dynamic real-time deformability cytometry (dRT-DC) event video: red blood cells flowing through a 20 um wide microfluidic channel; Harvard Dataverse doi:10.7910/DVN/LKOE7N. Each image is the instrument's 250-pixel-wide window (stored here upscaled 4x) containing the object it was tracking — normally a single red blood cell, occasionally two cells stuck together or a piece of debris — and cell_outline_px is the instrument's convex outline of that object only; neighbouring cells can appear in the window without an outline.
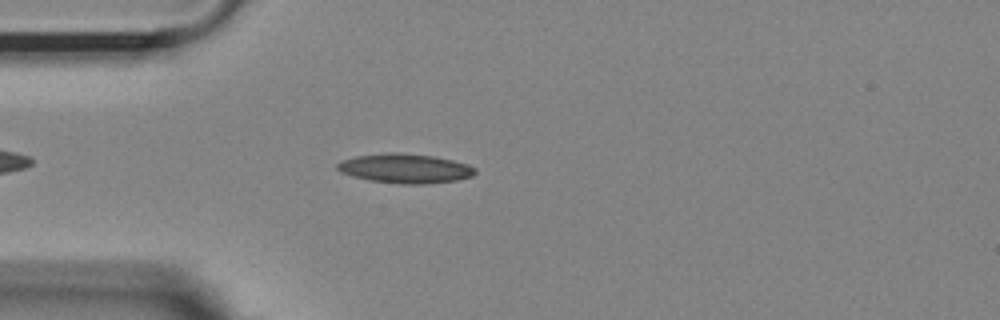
{"species": "Egyptian fruit bat (a non-hibernating species)", "species_latin": "Rousettus aegyptiacus", "temperature_condition": "room temperature", "stored_images_in_passage": 44, "camera_frame_rate_fps": 3000, "um_per_image_px": 0.085, "animal": {"sex": "female"}, "frame": {"image": 1, "passage_image": 7, "time_ms": 2.0, "image_size_px": [1000, 320], "cell_outline_px": [[476, 172], [472, 176], [456, 180], [424, 184], [404, 184], [368, 180], [352, 176], [340, 172], [336, 168], [336, 164], [340, 160], [356, 156], [384, 152], [400, 152], [432, 156], [452, 160], [468, 164], [476, 168]], "centroid_in_image_um": [34.4, 14.31], "position_along_channel_um": 50.6, "area_um2": 23.76}}
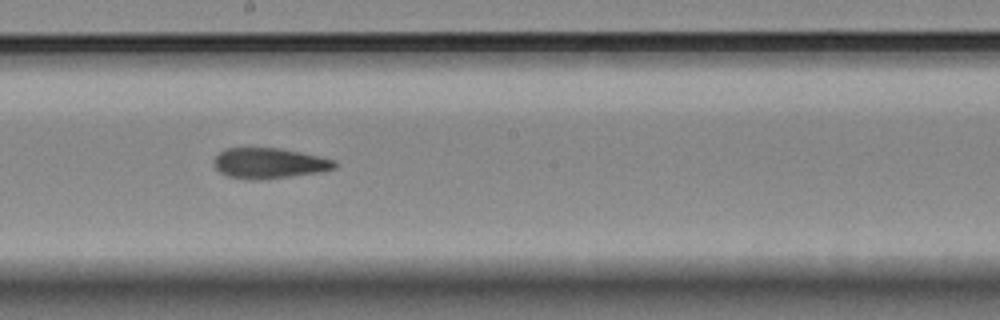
{"frame": {"image": 2, "passage_image": 22, "time_ms": 7.0, "image_size_px": [1000, 320], "cell_outline_px": [[336, 168], [320, 172], [260, 180], [248, 180], [228, 176], [220, 172], [216, 168], [216, 156], [224, 148], [280, 148], [336, 160]], "centroid_in_image_um": [22.89, 13.88], "position_along_channel_um": 225.3, "area_um2": 21.27}}
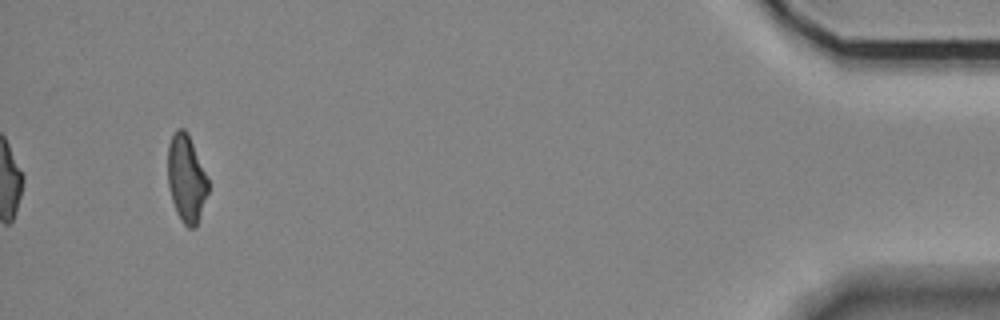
{"frame": {"image": 3, "passage_image": 44, "time_ms": 14.333, "image_size_px": [1000, 320], "cell_outline_px": [[208, 192], [196, 228], [188, 228], [184, 224], [176, 212], [172, 200], [168, 184], [168, 144], [176, 128], [184, 128], [188, 132], [208, 176]], "centroid_in_image_um": [15.85, 15.15], "position_along_channel_um": 419.4, "area_um2": 20.75}, "authors_computed_cell_mechanics": {"area_um2": 21.8484, "velocity_mm_per_s": 3.6528, "shape_relaxation_time_tau1_ms": null, "shape_relaxation_time_tau2_ms": 4.4159, "deformation_change_tau1": null, "deformation_change_tau2": 0.1373}}